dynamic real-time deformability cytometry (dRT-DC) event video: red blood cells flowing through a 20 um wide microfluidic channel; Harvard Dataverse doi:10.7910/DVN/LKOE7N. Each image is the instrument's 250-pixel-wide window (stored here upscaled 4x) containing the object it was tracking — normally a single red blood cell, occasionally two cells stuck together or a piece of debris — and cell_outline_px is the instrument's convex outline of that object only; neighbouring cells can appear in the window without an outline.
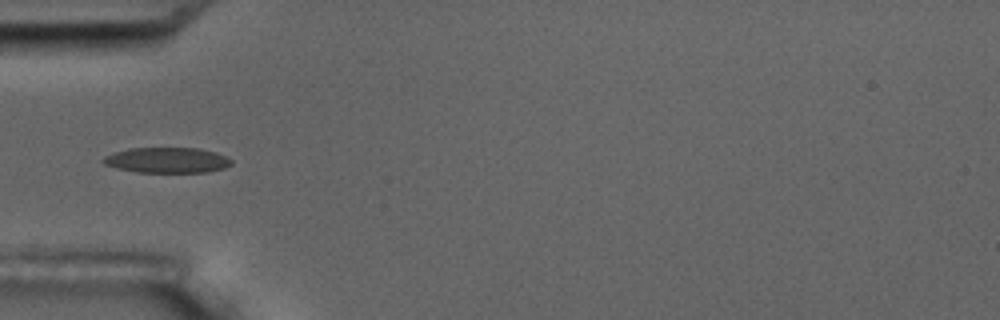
{"species": "common noctule bat (a hibernating species)", "species_latin": "Nyctalus noctula", "temperature_condition": "room temperature", "stored_images_in_passage": 6, "camera_frame_rate_fps": 3000, "um_per_image_px": 0.085, "animal": {"sex": "male", "body_mass_g": 17.5, "forearm_length_mm": 52.3}, "frame": {"image": 1, "passage_image": 4, "time_ms": 4.333, "image_size_px": [1000, 320], "cell_outline_px": [[232, 164], [224, 168], [208, 172], [136, 172], [116, 168], [104, 164], [100, 160], [104, 156], [112, 152], [128, 148], [200, 148], [216, 152], [232, 160]], "centroid_in_image_um": [14.16, 13.61], "position_along_channel_um": 70.8, "area_um2": 19.19}}